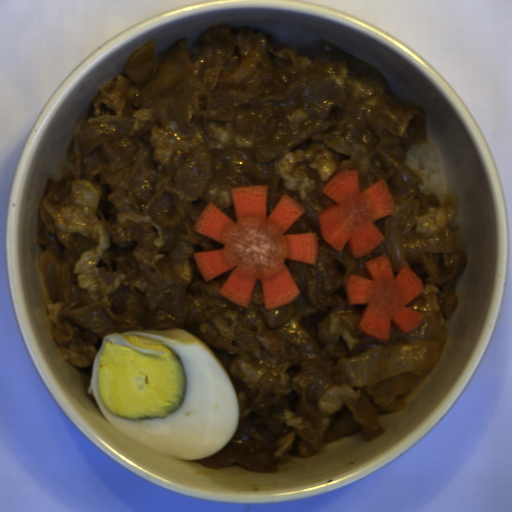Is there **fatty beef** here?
Here are the masks:
<instances>
[{
  "label": "fatty beef",
  "mask_w": 512,
  "mask_h": 512,
  "mask_svg": "<svg viewBox=\"0 0 512 512\" xmlns=\"http://www.w3.org/2000/svg\"><path fill=\"white\" fill-rule=\"evenodd\" d=\"M154 57L148 80L120 73L97 93L69 165L44 188L36 237L69 266L78 293L47 305L59 354L93 371L107 334L179 329L205 343L239 404L233 438L195 460L210 469L273 472L355 433L371 442L383 434L378 415L403 409L439 361L467 261L455 199L420 192L406 163L412 147L429 143L424 107L325 40L286 47L265 31L221 24ZM193 75L186 136L167 111ZM343 170H357L361 191L383 180L394 208L418 200L406 241L445 229L455 237L452 253H406L424 284L406 306L425 322L408 334L392 323L389 341L359 331L366 305L347 304L344 290L348 275L371 279L364 264L387 255L384 243L365 256L348 243L340 253L318 221L333 204L322 188ZM266 184L268 215L286 194L306 207L285 234L319 236L316 265L285 262L301 294L269 311L259 281L241 307L219 293L232 269L206 283L193 257L224 248L193 231L207 204L236 222L232 188ZM430 340L421 371L350 387L339 370L366 351Z\"/></svg>",
  "instance_id": "obj_1"
}]
</instances>
